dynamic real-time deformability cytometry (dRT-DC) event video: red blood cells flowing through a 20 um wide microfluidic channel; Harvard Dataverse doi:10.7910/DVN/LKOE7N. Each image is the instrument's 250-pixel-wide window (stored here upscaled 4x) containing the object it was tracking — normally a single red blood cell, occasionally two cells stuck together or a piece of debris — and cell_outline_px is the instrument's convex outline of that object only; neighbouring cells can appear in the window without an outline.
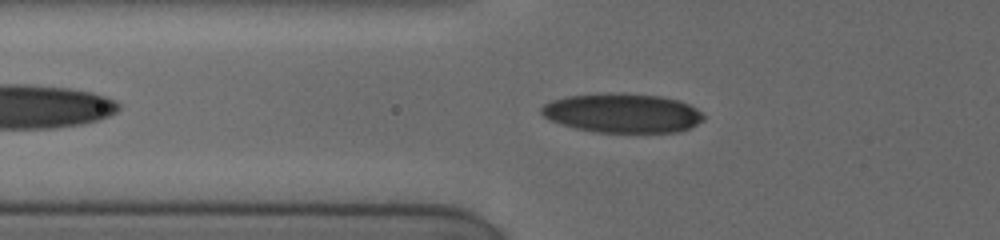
{"species": "human", "species_latin": "Homo sapiens", "temperature_condition": "cold", "stored_images_in_passage": 35, "camera_frame_rate_fps": 3000, "um_per_image_px": 0.085, "donor": {"sex": "female"}, "frame": {"image": 1, "passage_image": 9, "time_ms": 3.667, "image_size_px": [1000, 240], "cell_outline_px": [[704, 120], [688, 128], [676, 132], [596, 132], [576, 128], [560, 124], [548, 120], [540, 112], [540, 108], [544, 104], [552, 100], [568, 96], [660, 96], [680, 100], [696, 108], [704, 116]], "centroid_in_image_um": [52.91, 9.66], "position_along_channel_um": 72.9, "area_um2": 35.78}}
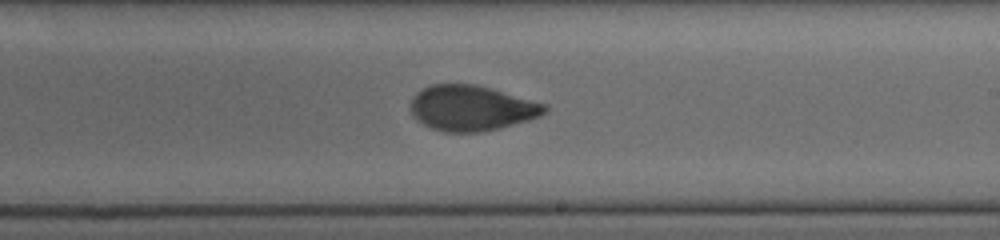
{"frame": {"image": 2, "passage_image": 21, "time_ms": 8.333, "image_size_px": [1000, 240], "cell_outline_px": [[548, 112], [540, 116], [528, 120], [500, 128], [484, 132], [444, 132], [432, 128], [424, 124], [412, 116], [412, 96], [416, 92], [432, 84], [476, 84], [548, 104]], "centroid_in_image_um": [40.12, 9.19], "position_along_channel_um": 248.9, "area_um2": 35.55}}
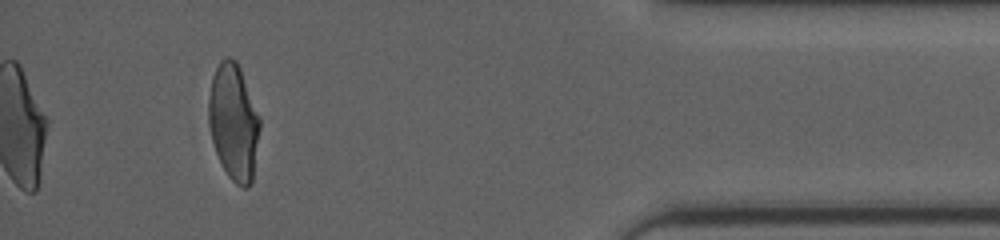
{"frame": {"image": 3, "passage_image": 35, "time_ms": 13.667, "image_size_px": [1000, 240], "cell_outline_px": [[260, 128], [252, 180], [248, 188], [244, 188], [236, 184], [228, 176], [216, 152], [212, 140], [208, 124], [208, 100], [212, 76], [220, 60], [224, 56], [228, 56], [236, 60], [240, 68], [260, 116]], "centroid_in_image_um": [19.85, 10.34], "position_along_channel_um": 415.3, "area_um2": 34.8}, "authors_computed_cell_mechanics": {"area_um2": 35.7204, "velocity_mm_per_s": 3.8531, "shape_relaxation_time_tau1_ms": 4.9128, "shape_relaxation_time_tau2_ms": 0.8512, "deformation_change_tau1": 0.1755, "deformation_change_tau2": 0.054}}